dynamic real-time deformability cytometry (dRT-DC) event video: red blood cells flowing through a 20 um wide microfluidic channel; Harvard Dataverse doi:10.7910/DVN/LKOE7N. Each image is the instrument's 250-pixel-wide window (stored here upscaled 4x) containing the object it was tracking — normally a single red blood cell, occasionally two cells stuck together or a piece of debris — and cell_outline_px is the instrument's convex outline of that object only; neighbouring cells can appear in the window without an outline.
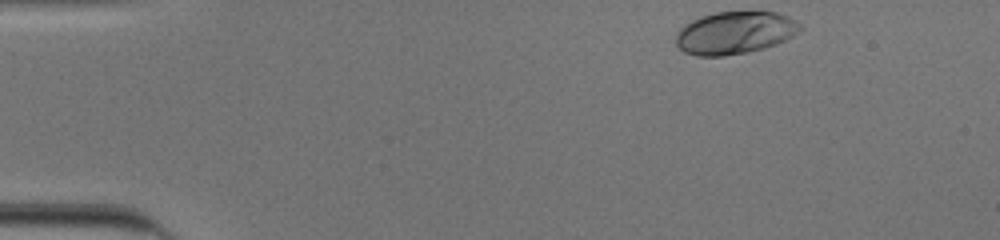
{"species": "human", "species_latin": "Homo sapiens", "temperature_condition": "cold", "stored_images_in_passage": 37, "camera_frame_rate_fps": 3000, "um_per_image_px": 0.085, "donor": {"sex": "male"}, "frame": {"image": 1, "passage_image": 1, "time_ms": 0.0, "image_size_px": [1000, 240], "cell_outline_px": [[804, 28], [800, 32], [776, 44], [764, 48], [724, 56], [696, 56], [684, 52], [676, 44], [676, 32], [684, 24], [700, 16], [716, 12], [776, 12], [788, 16], [796, 20]], "centroid_in_image_um": [62.46, 2.78], "position_along_channel_um": 22.5, "area_um2": 30.87}}
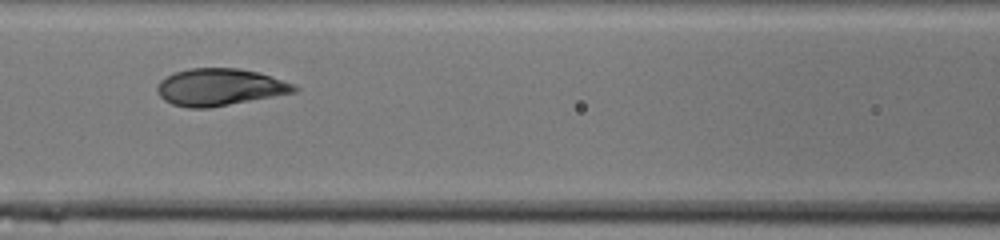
{"frame": {"image": 2, "passage_image": 18, "time_ms": 5.667, "image_size_px": [1000, 240], "cell_outline_px": [[300, 88], [296, 92], [208, 108], [188, 108], [172, 104], [164, 100], [160, 96], [156, 88], [160, 80], [176, 72], [188, 68], [240, 68], [256, 72], [292, 84]], "centroid_in_image_um": [18.63, 7.41], "position_along_channel_um": 148.0, "area_um2": 29.25}}
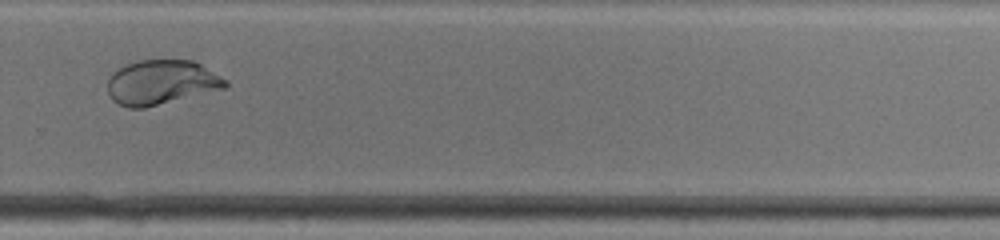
{"frame": {"image": 3, "passage_image": 31, "time_ms": 10.0, "image_size_px": [1000, 240], "cell_outline_px": [[228, 84], [224, 88], [144, 108], [128, 108], [112, 100], [108, 92], [108, 80], [112, 72], [128, 64], [140, 60], [192, 60], [200, 64], [228, 80]], "centroid_in_image_um": [13.7, 7.0], "position_along_channel_um": 316.1, "area_um2": 30.29}, "authors_computed_cell_mechanics": {"area_um2": 29.9404, "velocity_mm_per_s": 3.8929, "shape_relaxation_time_tau1_ms": 4.0449, "shape_relaxation_time_tau2_ms": null, "deformation_change_tau1": 0.1983, "deformation_change_tau2": null}}